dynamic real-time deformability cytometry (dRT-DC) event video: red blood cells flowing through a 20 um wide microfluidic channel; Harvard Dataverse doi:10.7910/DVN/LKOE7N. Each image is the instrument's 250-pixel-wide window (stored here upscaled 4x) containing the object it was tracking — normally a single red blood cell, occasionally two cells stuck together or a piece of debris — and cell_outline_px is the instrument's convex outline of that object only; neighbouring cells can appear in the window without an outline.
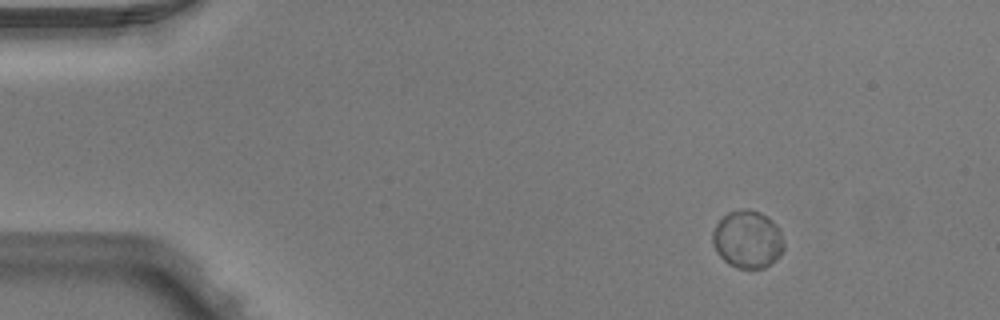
{"species": "Egyptian fruit bat (a non-hibernating species)", "species_latin": "Rousettus aegyptiacus", "temperature_condition": "warm", "stored_images_in_passage": 5, "camera_frame_rate_fps": 3000, "um_per_image_px": 0.085, "animal": {"sex": "male"}, "frame": {"image": 1, "passage_image": 1, "time_ms": 0.0, "image_size_px": [1000, 320], "cell_outline_px": [[784, 248], [780, 256], [764, 268], [736, 268], [728, 264], [716, 252], [712, 244], [712, 232], [716, 224], [728, 212], [744, 208], [748, 208], [760, 212], [768, 216], [780, 228], [784, 244]], "centroid_in_image_um": [63.55, 20.33], "position_along_channel_um": 21.5, "area_um2": 24.28}}
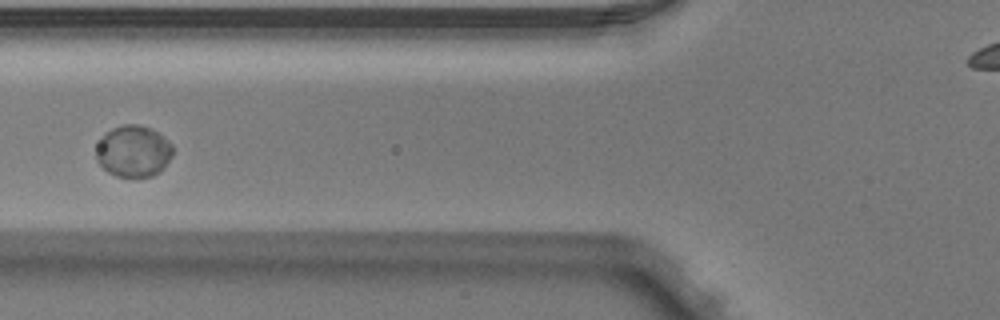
{"frame": {"image": 2, "passage_image": 5, "time_ms": 1.333, "image_size_px": [1000, 320], "cell_outline_px": [[172, 156], [164, 168], [160, 172], [152, 176], [116, 176], [108, 172], [96, 160], [96, 152], [100, 140], [112, 128], [124, 124], [140, 124], [156, 132], [172, 144]], "centroid_in_image_um": [11.35, 12.86], "position_along_channel_um": 114.5, "area_um2": 22.72}}